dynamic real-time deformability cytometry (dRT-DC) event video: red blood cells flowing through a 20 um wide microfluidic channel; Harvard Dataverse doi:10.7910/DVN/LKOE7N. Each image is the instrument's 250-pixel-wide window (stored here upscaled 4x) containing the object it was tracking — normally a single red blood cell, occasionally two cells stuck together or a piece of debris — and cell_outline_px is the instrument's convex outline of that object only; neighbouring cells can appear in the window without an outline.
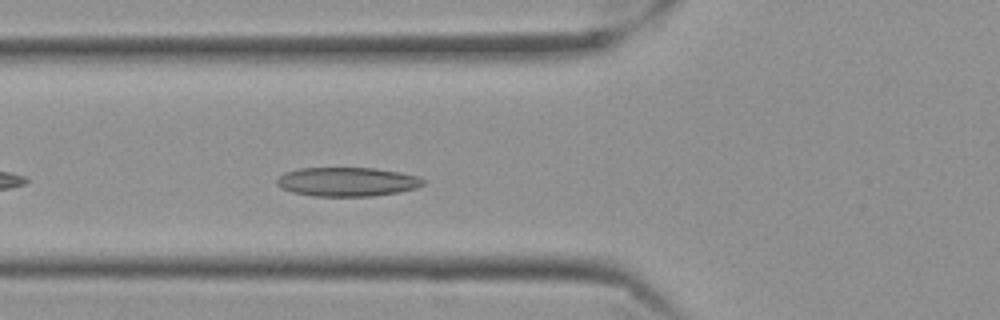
{"species": "Egyptian fruit bat (a non-hibernating species)", "species_latin": "Rousettus aegyptiacus", "temperature_condition": "cold", "stored_images_in_passage": 32, "camera_frame_rate_fps": 3000, "um_per_image_px": 0.085, "frame": {"image": 1, "passage_image": 6, "time_ms": 1.667, "image_size_px": [1000, 320], "cell_outline_px": [[424, 184], [416, 188], [396, 192], [372, 196], [312, 196], [292, 192], [280, 188], [276, 184], [276, 180], [284, 172], [300, 168], [372, 168], [400, 172], [416, 176], [424, 180]], "centroid_in_image_um": [29.46, 15.45], "position_along_channel_um": 96.3, "area_um2": 24.68}}
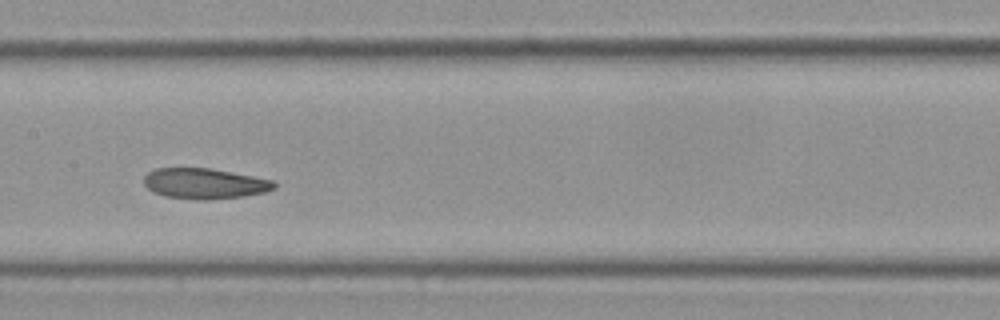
{"frame": {"image": 2, "passage_image": 14, "time_ms": 4.333, "image_size_px": [1000, 320], "cell_outline_px": [[276, 188], [264, 192], [244, 196], [208, 200], [200, 200], [164, 196], [152, 192], [144, 184], [144, 176], [148, 172], [156, 168], [208, 168], [252, 176], [272, 180], [276, 184]], "centroid_in_image_um": [17.36, 15.61], "position_along_channel_um": 190.0, "area_um2": 23.12}}
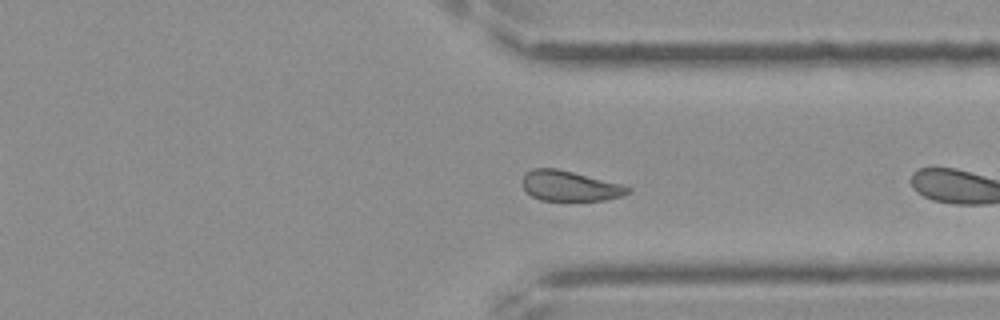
{"frame": {"image": 3, "passage_image": 26, "time_ms": 8.333, "image_size_px": [1000, 320], "cell_outline_px": [[632, 188], [628, 192], [620, 196], [604, 200], [540, 200], [532, 196], [524, 188], [524, 172], [532, 168], [556, 168], [620, 184]], "centroid_in_image_um": [48.39, 15.8], "position_along_channel_um": 363.0, "area_um2": 18.15}, "authors_computed_cell_mechanics": {"area_um2": 23.2934, "velocity_mm_per_s": 3.4903, "shape_relaxation_time_tau1_ms": null, "shape_relaxation_time_tau2_ms": 4.9871, "deformation_change_tau1": null, "deformation_change_tau2": 0.1069}}